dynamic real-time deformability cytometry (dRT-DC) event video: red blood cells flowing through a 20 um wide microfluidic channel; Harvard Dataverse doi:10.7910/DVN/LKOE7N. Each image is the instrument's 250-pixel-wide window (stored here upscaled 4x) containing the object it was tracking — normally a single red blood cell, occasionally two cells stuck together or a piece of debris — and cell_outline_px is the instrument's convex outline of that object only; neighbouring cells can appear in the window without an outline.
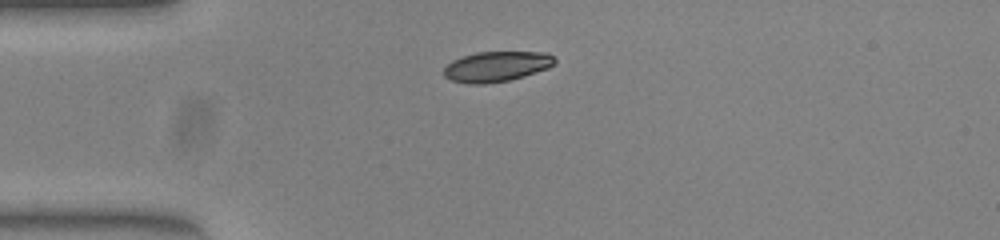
{"species": "common noctule bat (a hibernating species)", "species_latin": "Nyctalus noctula", "temperature_condition": "warm", "stored_images_in_passage": 40, "camera_frame_rate_fps": 3000, "um_per_image_px": 0.085, "animal": {"sex": "female", "body_mass_g": 23.0, "forearm_length_mm": 53.4}, "frame": {"image": 1, "passage_image": 1, "time_ms": 0.0, "image_size_px": [1000, 240], "cell_outline_px": [[556, 64], [548, 68], [524, 76], [508, 80], [484, 84], [468, 84], [452, 80], [444, 76], [444, 68], [452, 60], [476, 52], [548, 52], [556, 60]], "centroid_in_image_um": [42.22, 5.65], "position_along_channel_um": 42.8, "area_um2": 19.54}}
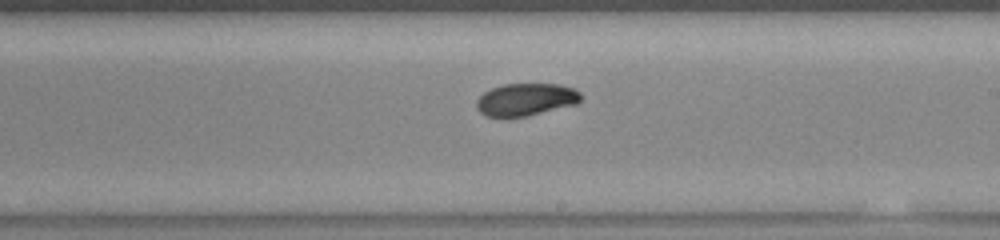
{"frame": {"image": 2, "passage_image": 18, "time_ms": 5.667, "image_size_px": [1000, 240], "cell_outline_px": [[580, 100], [576, 104], [524, 116], [504, 120], [484, 116], [476, 108], [476, 100], [484, 92], [492, 88], [504, 84], [556, 84], [572, 88], [580, 92]], "centroid_in_image_um": [44.61, 8.49], "position_along_channel_um": 244.4, "area_um2": 19.94}}
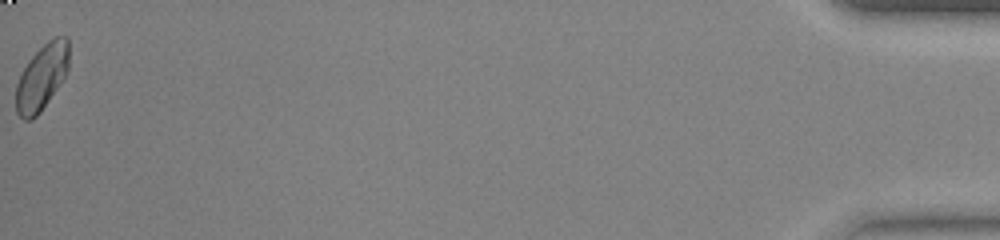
{"frame": {"image": 3, "passage_image": 40, "time_ms": 13.0, "image_size_px": [1000, 240], "cell_outline_px": [[68, 72], [40, 112], [32, 120], [24, 120], [16, 112], [16, 84], [28, 60], [48, 40], [56, 36], [68, 36]], "centroid_in_image_um": [3.55, 6.56], "position_along_channel_um": 431.6, "area_um2": 20.17}, "authors_computed_cell_mechanics": {"area_um2": 20.1144, "velocity_mm_per_s": 3.964, "shape_relaxation_time_tau1_ms": 6.7207, "shape_relaxation_time_tau2_ms": 4.9873, "deformation_change_tau1": 0.1777, "deformation_change_tau2": 0.0219}}